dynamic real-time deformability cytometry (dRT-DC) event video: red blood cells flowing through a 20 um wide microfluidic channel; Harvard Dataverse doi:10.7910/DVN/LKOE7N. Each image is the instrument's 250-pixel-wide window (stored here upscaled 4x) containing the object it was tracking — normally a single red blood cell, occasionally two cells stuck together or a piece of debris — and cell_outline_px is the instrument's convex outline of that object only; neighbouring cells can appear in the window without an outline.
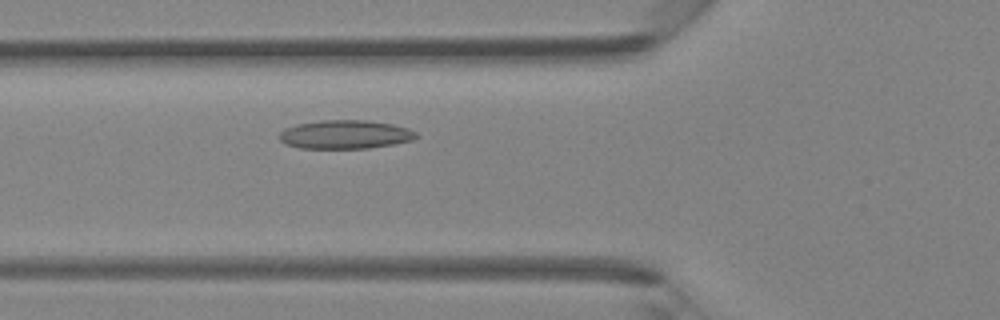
{"species": "Egyptian fruit bat (a non-hibernating species)", "species_latin": "Rousettus aegyptiacus", "temperature_condition": "room temperature", "stored_images_in_passage": 38, "camera_frame_rate_fps": 3000, "um_per_image_px": 0.085, "animal": {"sex": "female"}, "frame": {"image": 1, "passage_image": 11, "time_ms": 3.333, "image_size_px": [1000, 320], "cell_outline_px": [[420, 136], [412, 140], [392, 144], [368, 148], [300, 148], [284, 144], [280, 140], [280, 132], [284, 128], [296, 124], [320, 120], [368, 120], [392, 124], [408, 128], [416, 132]], "centroid_in_image_um": [29.33, 11.42], "position_along_channel_um": 96.5, "area_um2": 22.95}}
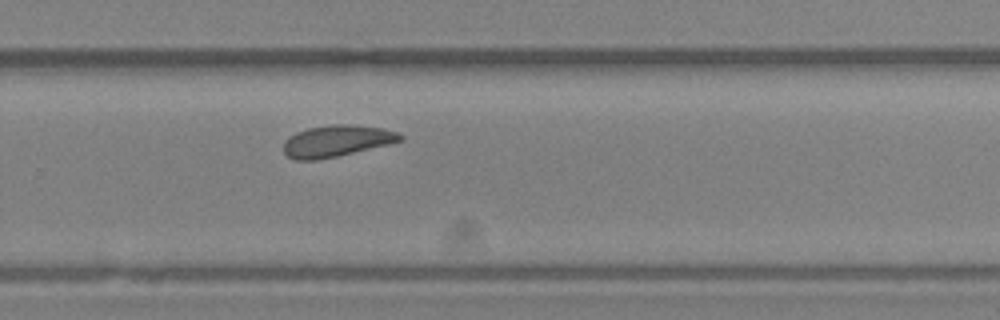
{"frame": {"image": 2, "passage_image": 24, "time_ms": 7.667, "image_size_px": [1000, 320], "cell_outline_px": [[404, 140], [388, 144], [336, 156], [316, 160], [296, 160], [288, 156], [284, 152], [284, 140], [288, 136], [296, 132], [308, 128], [332, 124], [348, 124], [380, 128], [396, 132], [404, 136]], "centroid_in_image_um": [28.58, 11.98], "position_along_channel_um": 301.2, "area_um2": 21.21}}
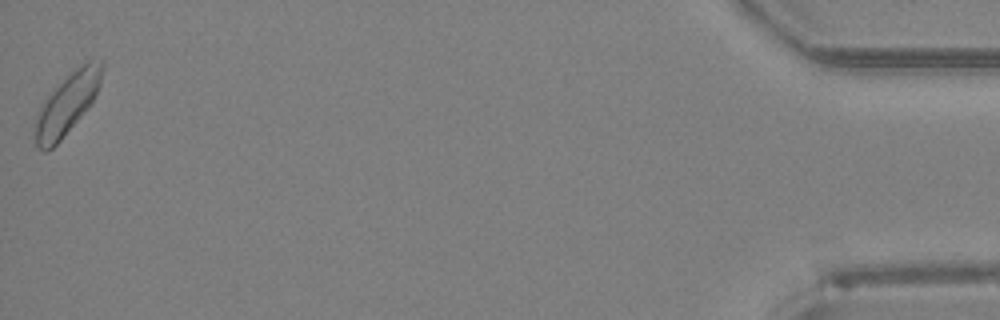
{"frame": {"image": 3, "passage_image": 38, "time_ms": 12.333, "image_size_px": [1000, 320], "cell_outline_px": [[104, 68], [100, 84], [92, 100], [60, 140], [52, 148], [44, 152], [36, 144], [36, 112], [40, 104], [48, 92], [76, 68], [88, 60], [104, 60]], "centroid_in_image_um": [5.69, 8.76], "position_along_channel_um": 429.5, "area_um2": 23.35}}